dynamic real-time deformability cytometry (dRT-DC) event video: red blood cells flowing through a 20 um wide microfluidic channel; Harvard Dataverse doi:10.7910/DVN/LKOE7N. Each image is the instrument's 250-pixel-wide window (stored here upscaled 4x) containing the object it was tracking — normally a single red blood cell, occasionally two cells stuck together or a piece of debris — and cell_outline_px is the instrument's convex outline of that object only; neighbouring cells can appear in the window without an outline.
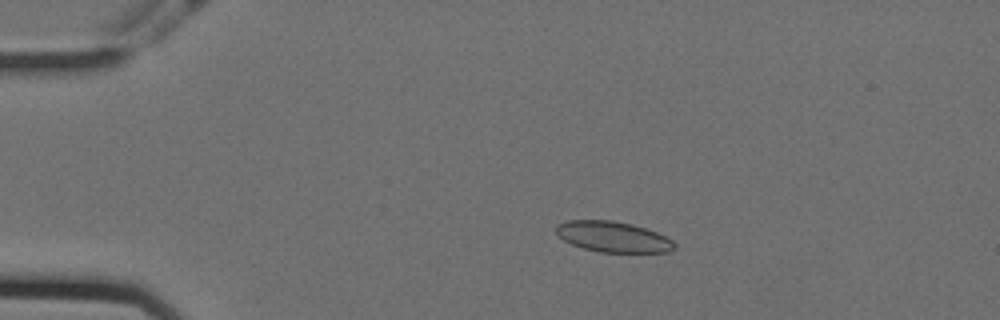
{"species": "Egyptian fruit bat (a non-hibernating species)", "species_latin": "Rousettus aegyptiacus", "temperature_condition": "cold", "stored_images_in_passage": 58, "camera_frame_rate_fps": 3000, "um_per_image_px": 0.085, "animal": {"sex": "female"}, "frame": {"image": 1, "passage_image": 12, "time_ms": 3.667, "image_size_px": [1000, 320], "cell_outline_px": [[676, 244], [668, 252], [600, 252], [584, 248], [572, 244], [564, 240], [556, 232], [556, 224], [568, 220], [612, 220], [632, 224], [656, 232], [672, 240]], "centroid_in_image_um": [52.08, 20.12], "position_along_channel_um": 32.9, "area_um2": 20.92}}
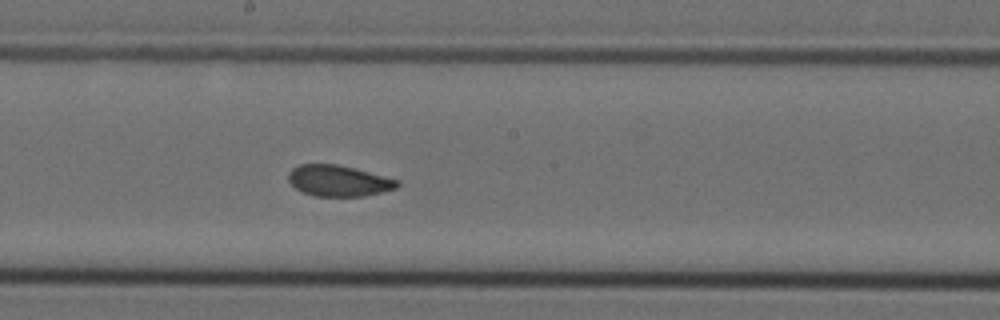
{"frame": {"image": 2, "passage_image": 32, "time_ms": 10.333, "image_size_px": [1000, 320], "cell_outline_px": [[400, 184], [396, 188], [364, 196], [312, 196], [296, 188], [288, 180], [288, 172], [292, 168], [300, 164], [336, 164], [356, 168], [400, 180]], "centroid_in_image_um": [28.78, 15.36], "position_along_channel_um": 219.4, "area_um2": 19.77}}
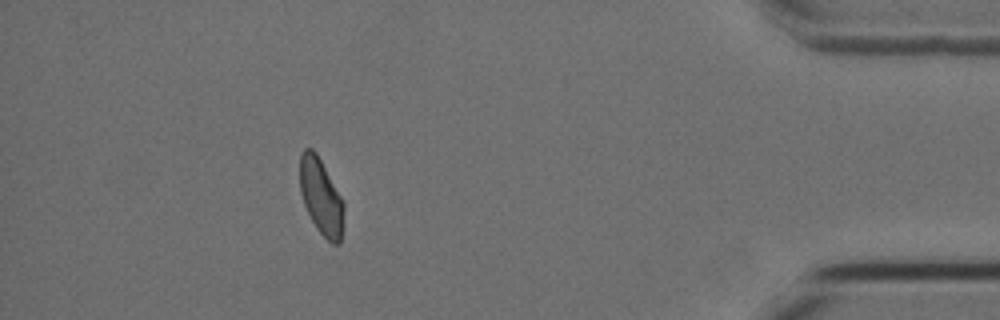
{"frame": {"image": 3, "passage_image": 52, "time_ms": 17.0, "image_size_px": [1000, 320], "cell_outline_px": [[344, 212], [340, 244], [332, 244], [316, 228], [304, 204], [300, 192], [300, 152], [304, 148], [312, 148], [316, 152], [340, 196], [344, 204]], "centroid_in_image_um": [27.27, 16.71], "position_along_channel_um": 407.9, "area_um2": 19.25}, "authors_computed_cell_mechanics": {"area_um2": 20.6346, "velocity_mm_per_s": 3.5551, "shape_relaxation_time_tau1_ms": null, "shape_relaxation_time_tau2_ms": 1.9463, "deformation_change_tau1": null, "deformation_change_tau2": 0.0639}}